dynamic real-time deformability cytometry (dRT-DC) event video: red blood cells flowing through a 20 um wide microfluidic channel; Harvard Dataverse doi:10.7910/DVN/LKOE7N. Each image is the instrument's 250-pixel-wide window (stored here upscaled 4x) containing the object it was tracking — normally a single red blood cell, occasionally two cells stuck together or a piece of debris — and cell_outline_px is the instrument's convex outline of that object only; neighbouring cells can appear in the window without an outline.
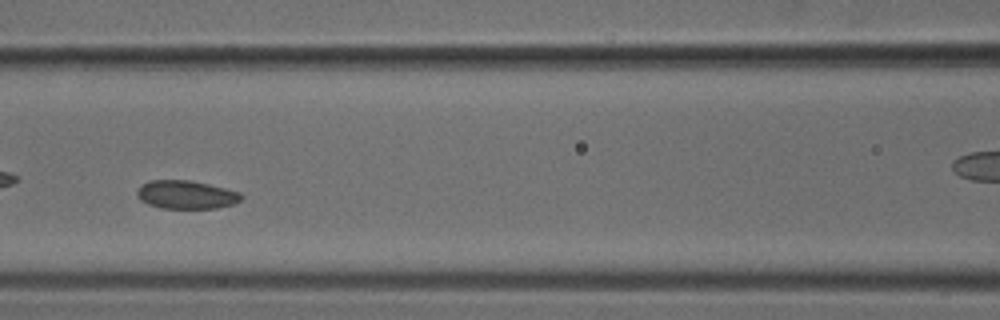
{"species": "common noctule bat (a hibernating species)", "species_latin": "Nyctalus noctula", "temperature_condition": "cold", "stored_images_in_passage": 7, "camera_frame_rate_fps": 3000, "um_per_image_px": 0.085, "animal": {"sex": "male", "body_mass_g": 18.8}, "frame": {"image": 1, "passage_image": 6, "time_ms": 1.667, "image_size_px": [1000, 320], "cell_outline_px": [[244, 196], [240, 200], [232, 204], [216, 208], [160, 208], [148, 204], [140, 200], [136, 196], [136, 192], [140, 184], [152, 180], [192, 180], [240, 192]], "centroid_in_image_um": [15.79, 16.54], "position_along_channel_um": 150.8, "area_um2": 17.28}}